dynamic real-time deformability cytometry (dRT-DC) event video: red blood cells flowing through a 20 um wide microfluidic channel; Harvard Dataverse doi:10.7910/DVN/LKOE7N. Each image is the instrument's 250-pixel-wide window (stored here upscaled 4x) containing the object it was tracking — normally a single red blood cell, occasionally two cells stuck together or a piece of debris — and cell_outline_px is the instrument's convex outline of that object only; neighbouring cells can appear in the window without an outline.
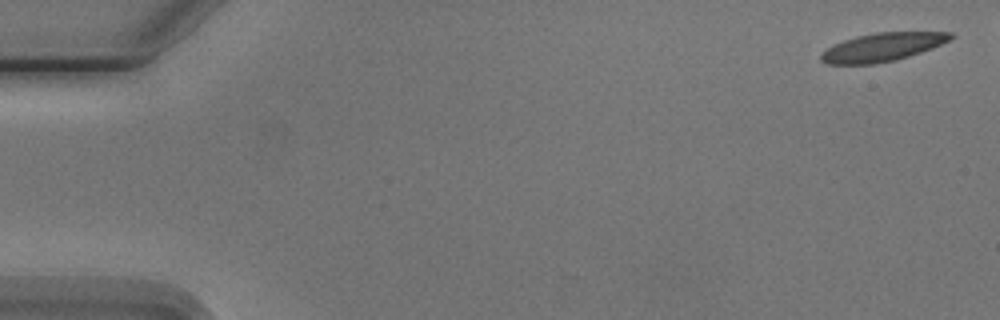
{"species": "Egyptian fruit bat (a non-hibernating species)", "species_latin": "Rousettus aegyptiacus", "temperature_condition": "cold", "stored_images_in_passage": 3, "camera_frame_rate_fps": 3000, "um_per_image_px": 0.085, "animal": {"sex": "male"}, "frame": {"image": 1, "passage_image": 1, "time_ms": 0.0, "image_size_px": [1000, 320], "cell_outline_px": [[956, 36], [932, 48], [896, 60], [876, 64], [828, 64], [820, 60], [820, 56], [828, 48], [844, 40], [856, 36], [876, 32], [952, 32]], "centroid_in_image_um": [75.01, 4.0], "position_along_channel_um": 10.0, "area_um2": 21.21}}